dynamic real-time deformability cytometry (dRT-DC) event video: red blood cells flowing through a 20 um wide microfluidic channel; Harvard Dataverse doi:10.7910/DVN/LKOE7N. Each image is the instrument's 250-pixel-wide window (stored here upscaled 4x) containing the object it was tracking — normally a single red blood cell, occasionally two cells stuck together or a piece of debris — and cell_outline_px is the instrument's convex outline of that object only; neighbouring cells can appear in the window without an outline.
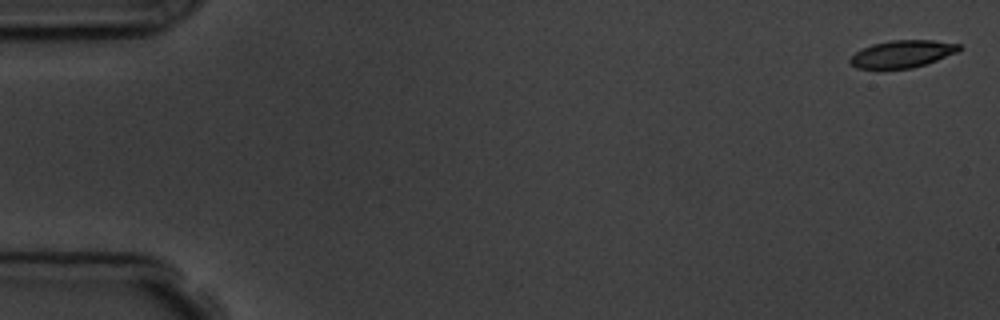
{"species": "common noctule bat (a hibernating species)", "species_latin": "Nyctalus noctula", "temperature_condition": "room temperature", "stored_images_in_passage": 6, "camera_frame_rate_fps": 3000, "um_per_image_px": 0.085, "animal": {"sex": "male", "body_mass_g": 19.5, "forearm_length_mm": 54.6}, "frame": {"image": 1, "passage_image": 1, "time_ms": 0.0, "image_size_px": [1000, 320], "cell_outline_px": [[960, 48], [956, 52], [936, 60], [912, 68], [856, 68], [848, 60], [856, 52], [872, 44], [892, 40], [932, 40], [960, 44]], "centroid_in_image_um": [76.68, 4.57], "position_along_channel_um": 8.3, "area_um2": 16.94}}
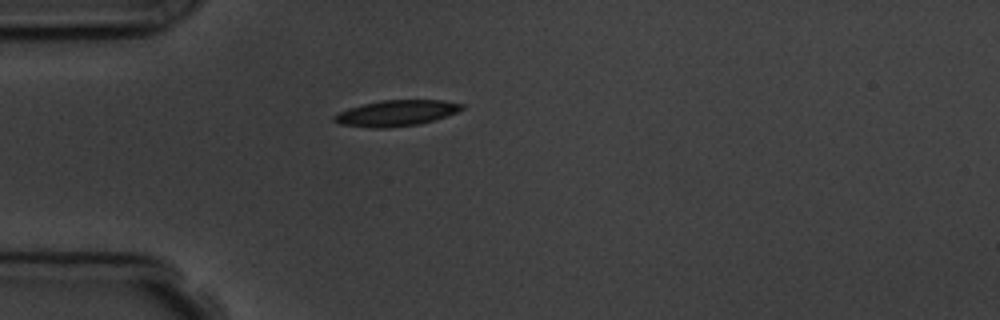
{"frame": {"image": 2, "passage_image": 5, "time_ms": 4.667, "image_size_px": [1000, 320], "cell_outline_px": [[464, 108], [456, 112], [420, 124], [388, 128], [372, 128], [340, 124], [332, 120], [332, 116], [348, 108], [380, 100], [444, 100], [464, 104]], "centroid_in_image_um": [33.66, 9.61], "position_along_channel_um": 51.3, "area_um2": 19.19}}